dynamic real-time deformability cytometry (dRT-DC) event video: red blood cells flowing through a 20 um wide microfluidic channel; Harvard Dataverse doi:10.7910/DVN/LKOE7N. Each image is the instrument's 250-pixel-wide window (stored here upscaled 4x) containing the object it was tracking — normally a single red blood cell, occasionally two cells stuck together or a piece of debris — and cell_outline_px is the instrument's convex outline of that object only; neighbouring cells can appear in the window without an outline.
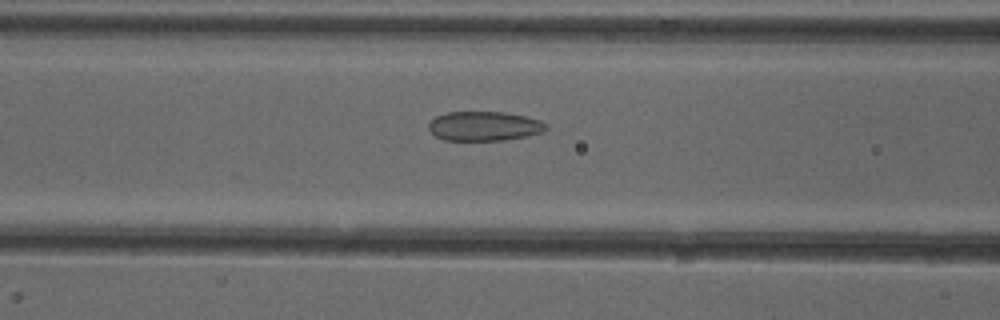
{"species": "common noctule bat (a hibernating species)", "species_latin": "Nyctalus noctula", "temperature_condition": "cold", "stored_images_in_passage": 51, "camera_frame_rate_fps": 3000, "um_per_image_px": 0.085, "animal": {"sex": "female"}, "frame": {"image": 1, "passage_image": 21, "time_ms": 6.667, "image_size_px": [1000, 320], "cell_outline_px": [[548, 128], [544, 132], [504, 140], [444, 140], [436, 136], [428, 128], [428, 124], [436, 116], [448, 112], [504, 112], [524, 116], [540, 120], [548, 124]], "centroid_in_image_um": [41.18, 10.72], "position_along_channel_um": 125.4, "area_um2": 20.06}}
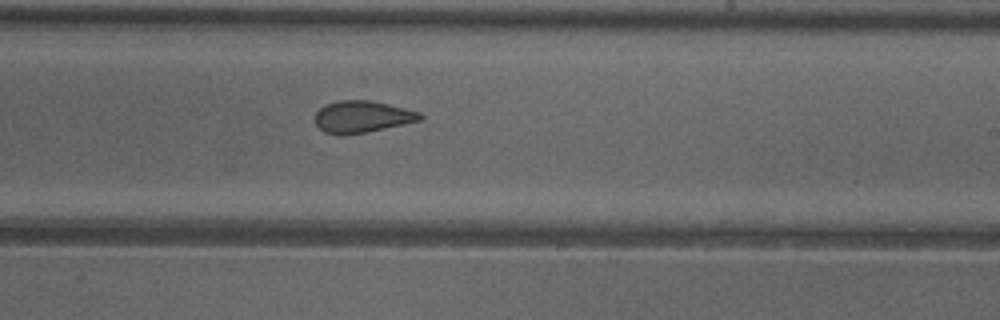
{"frame": {"image": 2, "passage_image": 31, "time_ms": 10.0, "image_size_px": [1000, 320], "cell_outline_px": [[424, 116], [420, 120], [404, 124], [344, 136], [340, 136], [324, 132], [316, 124], [316, 112], [324, 104], [336, 100], [372, 100], [420, 112]], "centroid_in_image_um": [30.75, 9.92], "position_along_channel_um": 258.2, "area_um2": 19.54}}
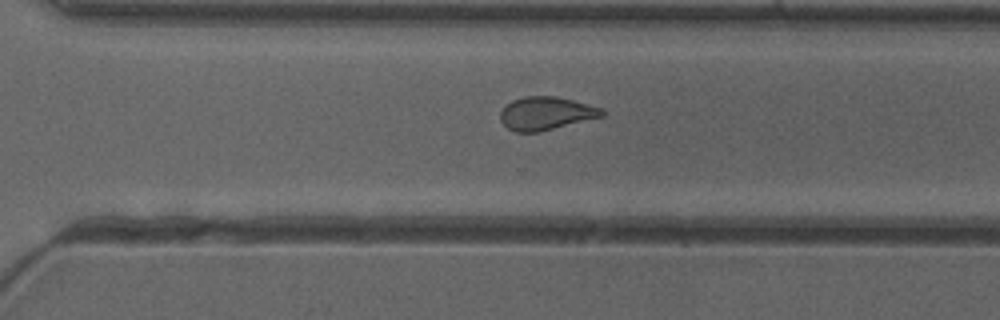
{"frame": {"image": 3, "passage_image": 36, "time_ms": 11.667, "image_size_px": [1000, 320], "cell_outline_px": [[604, 116], [536, 132], [516, 132], [508, 128], [500, 120], [500, 112], [512, 100], [524, 96], [556, 96], [604, 108]], "centroid_in_image_um": [46.41, 9.62], "position_along_channel_um": 324.2, "area_um2": 19.42}, "authors_computed_cell_mechanics": {"area_um2": 20.9236, "velocity_mm_per_s": 3.977, "shape_relaxation_time_tau1_ms": null, "shape_relaxation_time_tau2_ms": 1.3971, "deformation_change_tau1": null, "deformation_change_tau2": 0.0715}}